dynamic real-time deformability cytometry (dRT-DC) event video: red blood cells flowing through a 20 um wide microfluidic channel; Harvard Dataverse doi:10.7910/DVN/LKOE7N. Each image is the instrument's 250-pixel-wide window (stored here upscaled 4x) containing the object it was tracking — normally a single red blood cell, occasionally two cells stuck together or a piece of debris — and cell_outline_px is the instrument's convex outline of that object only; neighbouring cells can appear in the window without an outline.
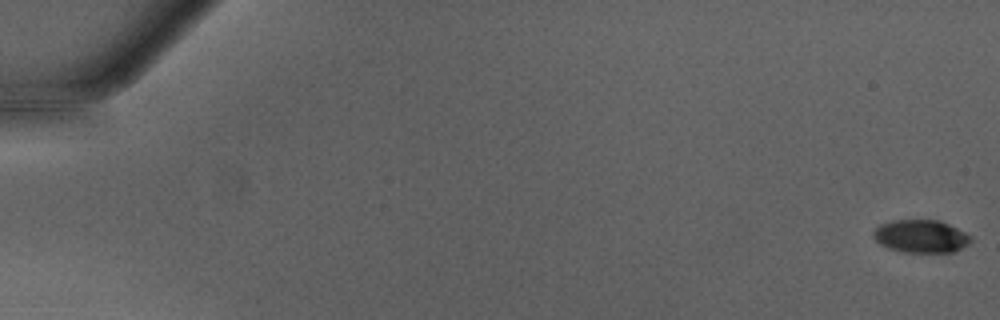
{"species": "Egyptian fruit bat (a non-hibernating species)", "species_latin": "Rousettus aegyptiacus", "temperature_condition": "warm", "stored_images_in_passage": 50, "camera_frame_rate_fps": 3000, "um_per_image_px": 0.085, "animal": {"sex": "male"}, "frame": {"image": 1, "passage_image": 1, "time_ms": 0.0, "image_size_px": [1000, 320], "cell_outline_px": [[972, 240], [968, 244], [952, 252], [904, 252], [888, 248], [880, 244], [872, 236], [872, 232], [880, 224], [892, 220], [940, 220], [972, 236]], "centroid_in_image_um": [78.26, 20.08], "position_along_channel_um": 6.7, "area_um2": 18.61}}
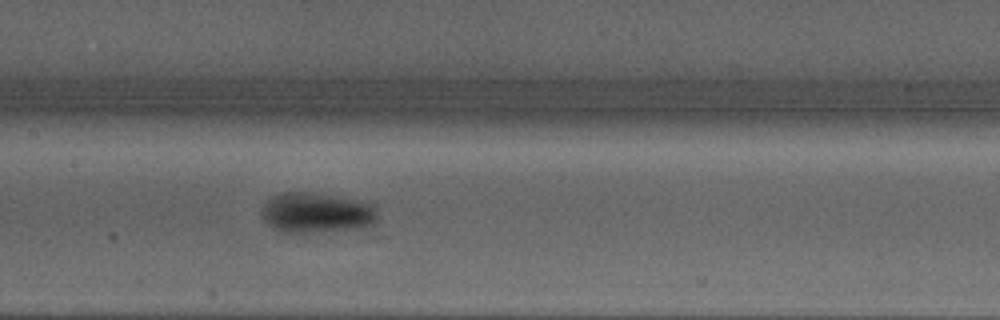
{"frame": {"image": 2, "passage_image": 26, "time_ms": 8.333, "image_size_px": [1000, 320], "cell_outline_px": [[380, 216], [376, 224], [348, 228], [300, 232], [280, 232], [272, 228], [260, 216], [260, 208], [272, 196], [284, 192], [312, 192], [356, 200], [372, 204], [376, 208]], "centroid_in_image_um": [26.86, 18.06], "position_along_channel_um": 180.5, "area_um2": 26.99}}
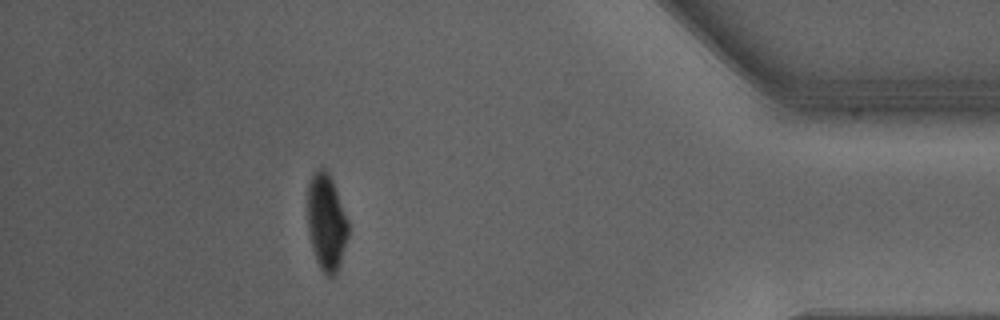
{"frame": {"image": 3, "passage_image": 45, "time_ms": 14.667, "image_size_px": [1000, 320], "cell_outline_px": [[348, 236], [336, 276], [328, 276], [320, 268], [316, 260], [312, 248], [308, 232], [308, 180], [312, 172], [316, 168], [324, 168], [328, 172], [332, 180], [348, 220]], "centroid_in_image_um": [27.73, 18.87], "position_along_channel_um": 407.5, "area_um2": 22.95}, "authors_computed_cell_mechanics": {"area_um2": 23.5824, "velocity_mm_per_s": 4.2934, "shape_relaxation_time_tau1_ms": 3.5239, "shape_relaxation_time_tau2_ms": null, "deformation_change_tau1": 0.1787, "deformation_change_tau2": null}}